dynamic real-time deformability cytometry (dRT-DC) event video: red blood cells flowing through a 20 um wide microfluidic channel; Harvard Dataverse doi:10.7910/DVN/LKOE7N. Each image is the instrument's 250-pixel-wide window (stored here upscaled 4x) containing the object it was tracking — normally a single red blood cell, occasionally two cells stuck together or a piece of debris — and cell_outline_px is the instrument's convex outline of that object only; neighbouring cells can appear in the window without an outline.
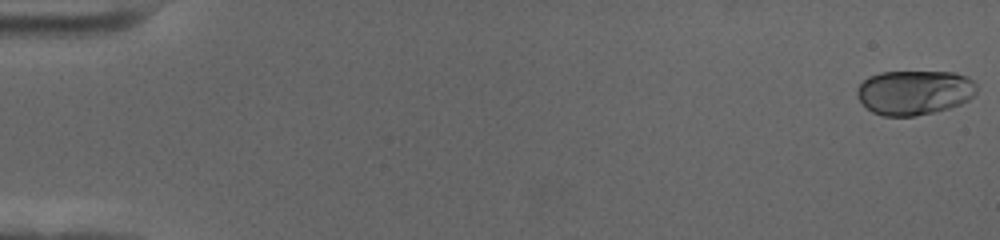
{"species": "human", "species_latin": "Homo sapiens", "temperature_condition": "cold", "stored_images_in_passage": 58, "camera_frame_rate_fps": 3000, "um_per_image_px": 0.085, "donor": {"sex": "female"}, "frame": {"image": 1, "passage_image": 1, "time_ms": 0.0, "image_size_px": [1000, 240], "cell_outline_px": [[976, 92], [968, 100], [960, 104], [948, 108], [916, 116], [884, 116], [872, 112], [856, 96], [856, 88], [868, 76], [880, 72], [952, 72], [968, 76], [976, 84]], "centroid_in_image_um": [77.7, 7.85], "position_along_channel_um": 7.3, "area_um2": 31.1}}
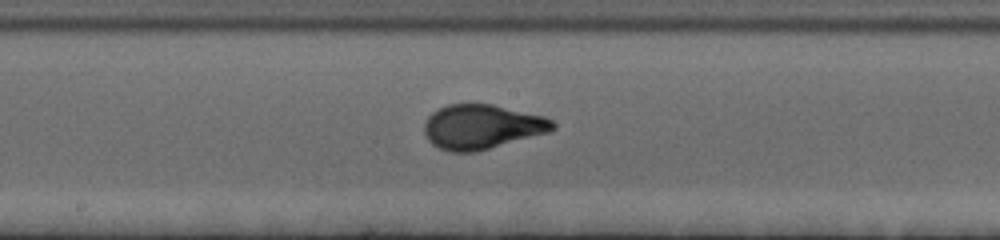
{"frame": {"image": 2, "passage_image": 32, "time_ms": 10.333, "image_size_px": [1000, 240], "cell_outline_px": [[556, 128], [548, 132], [476, 152], [448, 152], [432, 144], [428, 140], [424, 132], [424, 124], [428, 116], [432, 112], [448, 104], [492, 104], [544, 116], [552, 120], [556, 124]], "centroid_in_image_um": [40.95, 10.78], "position_along_channel_um": 207.3, "area_um2": 33.29}}
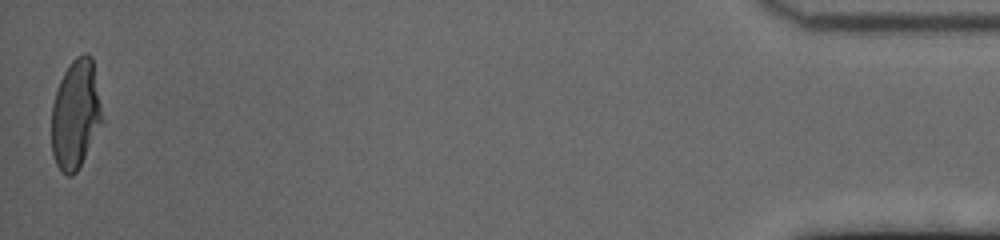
{"frame": {"image": 3, "passage_image": 58, "time_ms": 19.0, "image_size_px": [1000, 240], "cell_outline_px": [[104, 120], [76, 172], [72, 176], [68, 176], [60, 172], [56, 164], [52, 152], [52, 104], [60, 80], [64, 72], [72, 60], [76, 56], [84, 52], [88, 52], [92, 56]], "centroid_in_image_um": [6.43, 9.7], "position_along_channel_um": 428.8, "area_um2": 32.31}, "authors_computed_cell_mechanics": {"area_um2": 31.5588, "velocity_mm_per_s": 3.5401, "shape_relaxation_time_tau1_ms": 3.5245, "shape_relaxation_time_tau2_ms": null, "deformation_change_tau1": 0.1876, "deformation_change_tau2": null}}